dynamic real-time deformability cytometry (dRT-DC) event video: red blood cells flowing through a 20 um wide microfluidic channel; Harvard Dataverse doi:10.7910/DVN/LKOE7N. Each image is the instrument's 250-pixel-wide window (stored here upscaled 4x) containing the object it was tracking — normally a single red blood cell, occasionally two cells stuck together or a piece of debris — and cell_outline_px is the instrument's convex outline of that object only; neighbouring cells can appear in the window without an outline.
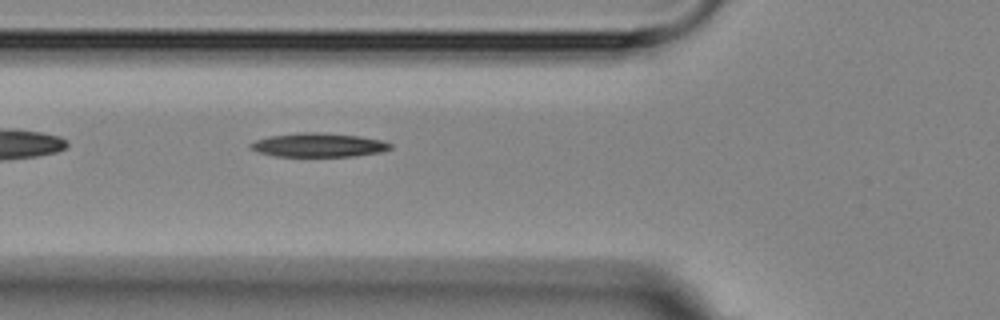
{"species": "Egyptian fruit bat (a non-hibernating species)", "species_latin": "Rousettus aegyptiacus", "temperature_condition": "room temperature", "stored_images_in_passage": 3, "camera_frame_rate_fps": 3000, "um_per_image_px": 0.085, "animal": {"sex": "female"}, "frame": {"image": 1, "passage_image": 3, "time_ms": 2.333, "image_size_px": [1000, 320], "cell_outline_px": [[392, 148], [384, 152], [356, 156], [276, 156], [260, 152], [252, 148], [248, 144], [256, 140], [268, 136], [296, 132], [324, 132], [360, 136], [384, 140], [392, 144]], "centroid_in_image_um": [27.14, 12.31], "position_along_channel_um": 98.7, "area_um2": 19.71}}